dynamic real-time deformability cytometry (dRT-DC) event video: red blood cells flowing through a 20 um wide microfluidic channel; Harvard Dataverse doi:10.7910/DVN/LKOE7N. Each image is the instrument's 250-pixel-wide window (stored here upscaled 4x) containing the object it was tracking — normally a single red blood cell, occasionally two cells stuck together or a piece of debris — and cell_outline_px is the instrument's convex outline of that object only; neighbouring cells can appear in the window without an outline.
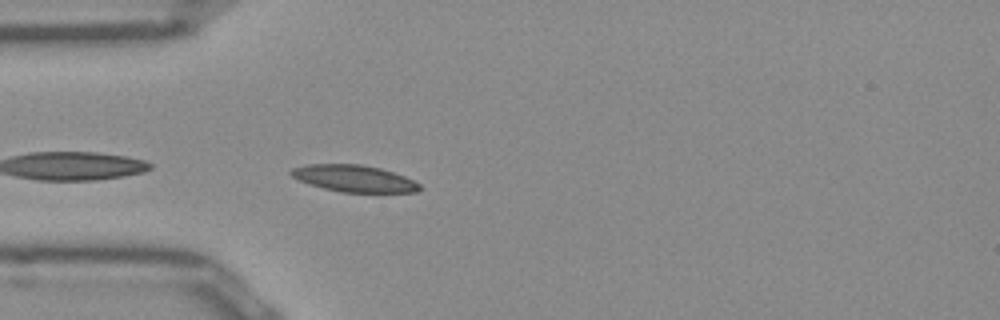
{"species": "Egyptian fruit bat (a non-hibernating species)", "species_latin": "Rousettus aegyptiacus", "temperature_condition": "room temperature", "stored_images_in_passage": 30, "camera_frame_rate_fps": 3000, "um_per_image_px": 0.085, "frame": {"image": 1, "passage_image": 2, "time_ms": 0.333, "image_size_px": [1000, 320], "cell_outline_px": [[420, 188], [416, 192], [340, 192], [324, 188], [300, 180], [292, 176], [288, 172], [292, 168], [308, 164], [360, 164], [380, 168], [404, 176], [420, 184]], "centroid_in_image_um": [30.08, 15.16], "position_along_channel_um": 54.9, "area_um2": 19.77}}
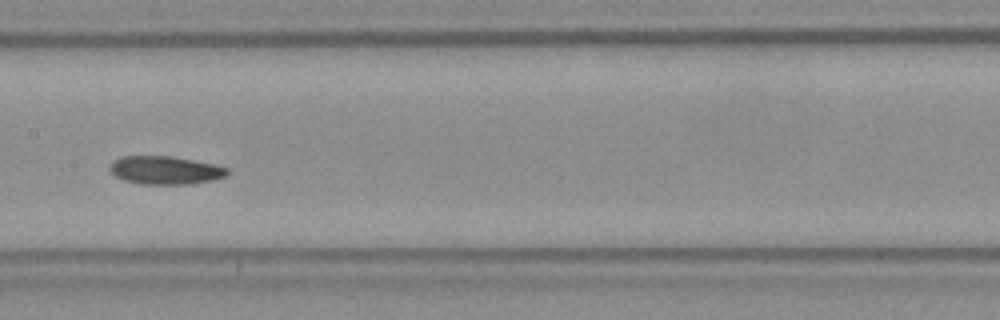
{"frame": {"image": 2, "passage_image": 13, "time_ms": 4.0, "image_size_px": [1000, 320], "cell_outline_px": [[228, 172], [224, 176], [212, 180], [188, 184], [140, 184], [124, 180], [116, 176], [108, 168], [112, 160], [120, 156], [168, 156], [192, 160], [212, 164], [228, 168]], "centroid_in_image_um": [13.98, 14.46], "position_along_channel_um": 193.4, "area_um2": 19.13}}
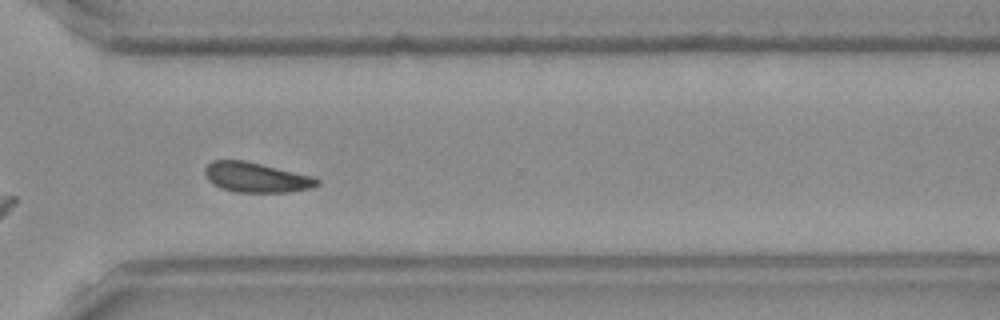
{"frame": {"image": 3, "passage_image": 25, "time_ms": 8.0, "image_size_px": [1000, 320], "cell_outline_px": [[320, 184], [312, 188], [288, 192], [236, 192], [224, 188], [208, 180], [204, 172], [204, 168], [212, 160], [244, 160], [312, 176], [320, 180]], "centroid_in_image_um": [21.79, 15.07], "position_along_channel_um": 348.8, "area_um2": 19.36}, "authors_computed_cell_mechanics": {"area_um2": 19.4208, "velocity_mm_per_s": 3.8888, "shape_relaxation_time_tau1_ms": 7.1113, "shape_relaxation_time_tau2_ms": 3.3108, "deformation_change_tau1": 0.0987, "deformation_change_tau2": 0.0927}}